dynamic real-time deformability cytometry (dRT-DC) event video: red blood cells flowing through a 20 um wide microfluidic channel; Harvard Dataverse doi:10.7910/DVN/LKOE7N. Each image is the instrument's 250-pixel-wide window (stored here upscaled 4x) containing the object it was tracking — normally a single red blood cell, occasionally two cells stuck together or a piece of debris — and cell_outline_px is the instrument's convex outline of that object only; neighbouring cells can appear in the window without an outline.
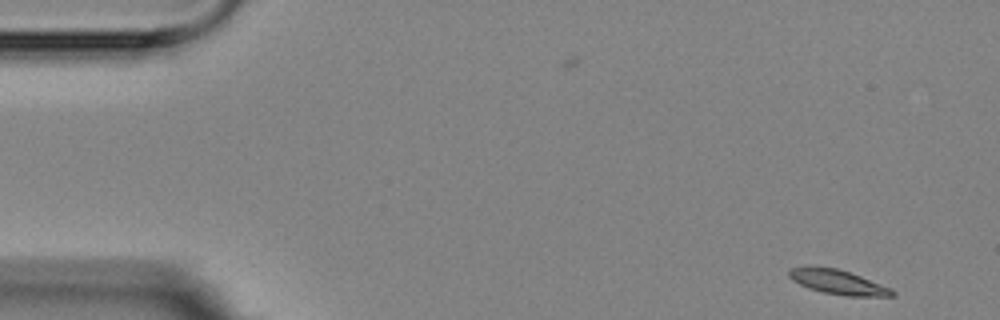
{"species": "Egyptian fruit bat (a non-hibernating species)", "species_latin": "Rousettus aegyptiacus", "temperature_condition": "room temperature", "stored_images_in_passage": 5, "camera_frame_rate_fps": 3000, "um_per_image_px": 0.085, "animal": {"sex": "female"}, "frame": {"image": 1, "passage_image": 1, "time_ms": 0.0, "image_size_px": [1000, 320], "cell_outline_px": [[896, 296], [848, 296], [824, 292], [808, 288], [792, 280], [788, 276], [788, 272], [792, 268], [804, 264], [812, 264], [836, 268], [860, 276], [892, 288], [896, 292]], "centroid_in_image_um": [71.18, 23.94], "position_along_channel_um": 13.8, "area_um2": 15.03}}